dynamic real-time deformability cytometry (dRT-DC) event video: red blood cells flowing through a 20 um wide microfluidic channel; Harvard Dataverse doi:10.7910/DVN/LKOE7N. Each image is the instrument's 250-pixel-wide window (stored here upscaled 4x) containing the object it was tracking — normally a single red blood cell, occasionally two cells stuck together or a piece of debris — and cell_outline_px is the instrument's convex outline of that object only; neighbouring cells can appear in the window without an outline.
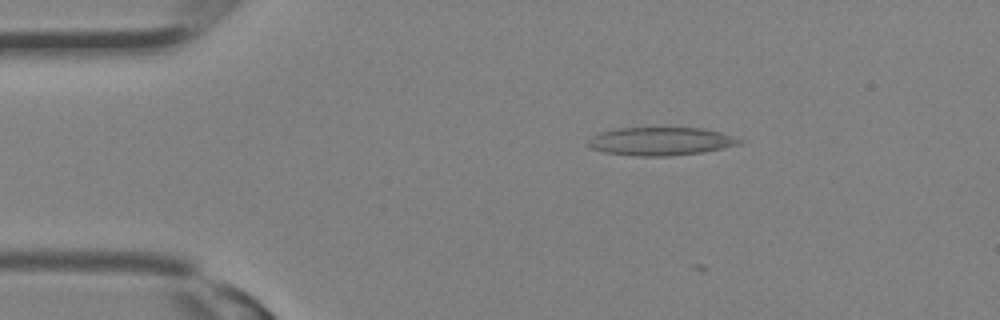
{"species": "Egyptian fruit bat (a non-hibernating species)", "species_latin": "Rousettus aegyptiacus", "temperature_condition": "room temperature", "stored_images_in_passage": 10, "camera_frame_rate_fps": 3000, "um_per_image_px": 0.085, "animal": {"sex": "female"}, "frame": {"image": 1, "passage_image": 4, "time_ms": 1.0, "image_size_px": [1000, 320], "cell_outline_px": [[744, 140], [740, 144], [704, 152], [668, 156], [636, 156], [604, 152], [592, 148], [588, 144], [588, 140], [592, 136], [600, 132], [616, 128], [700, 128], [720, 132]], "centroid_in_image_um": [56.15, 12.01], "position_along_channel_um": 28.8, "area_um2": 24.74}}
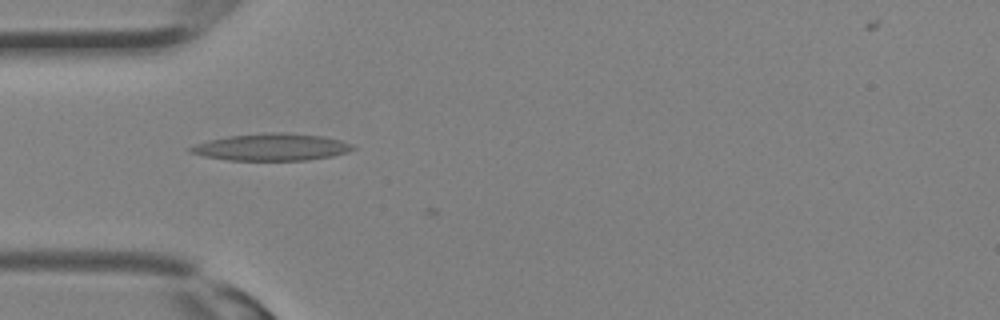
{"frame": {"image": 2, "passage_image": 8, "time_ms": 2.333, "image_size_px": [1000, 320], "cell_outline_px": [[356, 148], [348, 152], [332, 156], [308, 160], [228, 160], [204, 156], [188, 152], [188, 148], [196, 144], [208, 140], [228, 136], [272, 132], [284, 132], [324, 136], [340, 140], [352, 144]], "centroid_in_image_um": [23.09, 12.5], "position_along_channel_um": 61.9, "area_um2": 25.61}}